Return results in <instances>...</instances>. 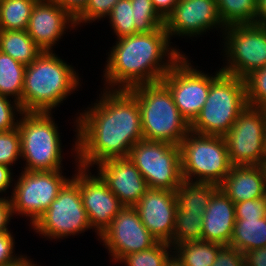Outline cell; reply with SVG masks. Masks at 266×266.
Masks as SVG:
<instances>
[{"mask_svg": "<svg viewBox=\"0 0 266 266\" xmlns=\"http://www.w3.org/2000/svg\"><path fill=\"white\" fill-rule=\"evenodd\" d=\"M263 174H264V180H265V185H266V160H263L262 163L260 164Z\"/></svg>", "mask_w": 266, "mask_h": 266, "instance_id": "48", "label": "cell"}, {"mask_svg": "<svg viewBox=\"0 0 266 266\" xmlns=\"http://www.w3.org/2000/svg\"><path fill=\"white\" fill-rule=\"evenodd\" d=\"M157 13L166 20L180 0H151Z\"/></svg>", "mask_w": 266, "mask_h": 266, "instance_id": "42", "label": "cell"}, {"mask_svg": "<svg viewBox=\"0 0 266 266\" xmlns=\"http://www.w3.org/2000/svg\"><path fill=\"white\" fill-rule=\"evenodd\" d=\"M164 266H185L176 254L170 255Z\"/></svg>", "mask_w": 266, "mask_h": 266, "instance_id": "45", "label": "cell"}, {"mask_svg": "<svg viewBox=\"0 0 266 266\" xmlns=\"http://www.w3.org/2000/svg\"><path fill=\"white\" fill-rule=\"evenodd\" d=\"M128 91L139 104L143 139L179 146L190 132V124L179 112L169 89L160 81Z\"/></svg>", "mask_w": 266, "mask_h": 266, "instance_id": "4", "label": "cell"}, {"mask_svg": "<svg viewBox=\"0 0 266 266\" xmlns=\"http://www.w3.org/2000/svg\"><path fill=\"white\" fill-rule=\"evenodd\" d=\"M109 19L117 38L153 32L165 24L151 0H119L111 10Z\"/></svg>", "mask_w": 266, "mask_h": 266, "instance_id": "20", "label": "cell"}, {"mask_svg": "<svg viewBox=\"0 0 266 266\" xmlns=\"http://www.w3.org/2000/svg\"><path fill=\"white\" fill-rule=\"evenodd\" d=\"M128 158L149 188L175 191L183 181L178 145L143 139L131 148Z\"/></svg>", "mask_w": 266, "mask_h": 266, "instance_id": "8", "label": "cell"}, {"mask_svg": "<svg viewBox=\"0 0 266 266\" xmlns=\"http://www.w3.org/2000/svg\"><path fill=\"white\" fill-rule=\"evenodd\" d=\"M179 147L183 180L220 185L230 171L232 165L223 136L190 131Z\"/></svg>", "mask_w": 266, "mask_h": 266, "instance_id": "7", "label": "cell"}, {"mask_svg": "<svg viewBox=\"0 0 266 266\" xmlns=\"http://www.w3.org/2000/svg\"><path fill=\"white\" fill-rule=\"evenodd\" d=\"M11 175L10 167L0 164V193L6 192L9 186H11L10 183L13 181Z\"/></svg>", "mask_w": 266, "mask_h": 266, "instance_id": "43", "label": "cell"}, {"mask_svg": "<svg viewBox=\"0 0 266 266\" xmlns=\"http://www.w3.org/2000/svg\"><path fill=\"white\" fill-rule=\"evenodd\" d=\"M33 261H30L29 259H27V256H23L19 261L8 265V266H36L37 264H33Z\"/></svg>", "mask_w": 266, "mask_h": 266, "instance_id": "46", "label": "cell"}, {"mask_svg": "<svg viewBox=\"0 0 266 266\" xmlns=\"http://www.w3.org/2000/svg\"><path fill=\"white\" fill-rule=\"evenodd\" d=\"M263 160H266V126L264 131V139H263Z\"/></svg>", "mask_w": 266, "mask_h": 266, "instance_id": "47", "label": "cell"}, {"mask_svg": "<svg viewBox=\"0 0 266 266\" xmlns=\"http://www.w3.org/2000/svg\"><path fill=\"white\" fill-rule=\"evenodd\" d=\"M212 266H245L244 253L231 246H223Z\"/></svg>", "mask_w": 266, "mask_h": 266, "instance_id": "37", "label": "cell"}, {"mask_svg": "<svg viewBox=\"0 0 266 266\" xmlns=\"http://www.w3.org/2000/svg\"><path fill=\"white\" fill-rule=\"evenodd\" d=\"M213 26L222 27V30L225 28L218 14L216 0H180L164 24L169 38L173 35H202Z\"/></svg>", "mask_w": 266, "mask_h": 266, "instance_id": "16", "label": "cell"}, {"mask_svg": "<svg viewBox=\"0 0 266 266\" xmlns=\"http://www.w3.org/2000/svg\"><path fill=\"white\" fill-rule=\"evenodd\" d=\"M202 222V214L184 213L177 208L174 218L172 246L188 241L202 240Z\"/></svg>", "mask_w": 266, "mask_h": 266, "instance_id": "30", "label": "cell"}, {"mask_svg": "<svg viewBox=\"0 0 266 266\" xmlns=\"http://www.w3.org/2000/svg\"><path fill=\"white\" fill-rule=\"evenodd\" d=\"M245 266H266V247L244 252Z\"/></svg>", "mask_w": 266, "mask_h": 266, "instance_id": "40", "label": "cell"}, {"mask_svg": "<svg viewBox=\"0 0 266 266\" xmlns=\"http://www.w3.org/2000/svg\"><path fill=\"white\" fill-rule=\"evenodd\" d=\"M12 213V206L10 199L7 197L0 198V233L9 232L7 224L9 223Z\"/></svg>", "mask_w": 266, "mask_h": 266, "instance_id": "41", "label": "cell"}, {"mask_svg": "<svg viewBox=\"0 0 266 266\" xmlns=\"http://www.w3.org/2000/svg\"><path fill=\"white\" fill-rule=\"evenodd\" d=\"M236 219L263 218L266 216V198L246 200L235 204Z\"/></svg>", "mask_w": 266, "mask_h": 266, "instance_id": "36", "label": "cell"}, {"mask_svg": "<svg viewBox=\"0 0 266 266\" xmlns=\"http://www.w3.org/2000/svg\"><path fill=\"white\" fill-rule=\"evenodd\" d=\"M37 0H0V30H27Z\"/></svg>", "mask_w": 266, "mask_h": 266, "instance_id": "28", "label": "cell"}, {"mask_svg": "<svg viewBox=\"0 0 266 266\" xmlns=\"http://www.w3.org/2000/svg\"><path fill=\"white\" fill-rule=\"evenodd\" d=\"M0 51L25 66L42 52L26 30H0Z\"/></svg>", "mask_w": 266, "mask_h": 266, "instance_id": "25", "label": "cell"}, {"mask_svg": "<svg viewBox=\"0 0 266 266\" xmlns=\"http://www.w3.org/2000/svg\"><path fill=\"white\" fill-rule=\"evenodd\" d=\"M223 247L218 243L205 240L188 241L172 247L173 251L185 266H212L219 250Z\"/></svg>", "mask_w": 266, "mask_h": 266, "instance_id": "27", "label": "cell"}, {"mask_svg": "<svg viewBox=\"0 0 266 266\" xmlns=\"http://www.w3.org/2000/svg\"><path fill=\"white\" fill-rule=\"evenodd\" d=\"M26 66L0 51V95L13 96L22 107Z\"/></svg>", "mask_w": 266, "mask_h": 266, "instance_id": "26", "label": "cell"}, {"mask_svg": "<svg viewBox=\"0 0 266 266\" xmlns=\"http://www.w3.org/2000/svg\"><path fill=\"white\" fill-rule=\"evenodd\" d=\"M97 166V175L123 206L134 207L149 189L145 178L128 157L108 159Z\"/></svg>", "mask_w": 266, "mask_h": 266, "instance_id": "19", "label": "cell"}, {"mask_svg": "<svg viewBox=\"0 0 266 266\" xmlns=\"http://www.w3.org/2000/svg\"><path fill=\"white\" fill-rule=\"evenodd\" d=\"M229 246L237 248L242 253L266 247V216L236 219Z\"/></svg>", "mask_w": 266, "mask_h": 266, "instance_id": "24", "label": "cell"}, {"mask_svg": "<svg viewBox=\"0 0 266 266\" xmlns=\"http://www.w3.org/2000/svg\"><path fill=\"white\" fill-rule=\"evenodd\" d=\"M247 106L245 79L221 72L211 82L207 100L190 131L224 136Z\"/></svg>", "mask_w": 266, "mask_h": 266, "instance_id": "5", "label": "cell"}, {"mask_svg": "<svg viewBox=\"0 0 266 266\" xmlns=\"http://www.w3.org/2000/svg\"><path fill=\"white\" fill-rule=\"evenodd\" d=\"M21 116L17 128L21 158L26 160L24 170H61V140L51 113L23 112Z\"/></svg>", "mask_w": 266, "mask_h": 266, "instance_id": "6", "label": "cell"}, {"mask_svg": "<svg viewBox=\"0 0 266 266\" xmlns=\"http://www.w3.org/2000/svg\"><path fill=\"white\" fill-rule=\"evenodd\" d=\"M256 23L266 25V0H257Z\"/></svg>", "mask_w": 266, "mask_h": 266, "instance_id": "44", "label": "cell"}, {"mask_svg": "<svg viewBox=\"0 0 266 266\" xmlns=\"http://www.w3.org/2000/svg\"><path fill=\"white\" fill-rule=\"evenodd\" d=\"M44 237L63 238L91 229L78 182L72 177L60 189L49 208L32 226Z\"/></svg>", "mask_w": 266, "mask_h": 266, "instance_id": "10", "label": "cell"}, {"mask_svg": "<svg viewBox=\"0 0 266 266\" xmlns=\"http://www.w3.org/2000/svg\"><path fill=\"white\" fill-rule=\"evenodd\" d=\"M77 168L78 174L73 178L79 184L91 229L94 228L99 237L124 206L99 175L94 176L88 169Z\"/></svg>", "mask_w": 266, "mask_h": 266, "instance_id": "15", "label": "cell"}, {"mask_svg": "<svg viewBox=\"0 0 266 266\" xmlns=\"http://www.w3.org/2000/svg\"><path fill=\"white\" fill-rule=\"evenodd\" d=\"M76 74L73 67L55 53L41 52L26 66L22 92L23 111L51 113L70 93L77 90L80 82Z\"/></svg>", "mask_w": 266, "mask_h": 266, "instance_id": "3", "label": "cell"}, {"mask_svg": "<svg viewBox=\"0 0 266 266\" xmlns=\"http://www.w3.org/2000/svg\"><path fill=\"white\" fill-rule=\"evenodd\" d=\"M171 247L168 243L157 242L149 249L127 254L119 262H124L126 266H164L170 252H173L168 251Z\"/></svg>", "mask_w": 266, "mask_h": 266, "instance_id": "31", "label": "cell"}, {"mask_svg": "<svg viewBox=\"0 0 266 266\" xmlns=\"http://www.w3.org/2000/svg\"><path fill=\"white\" fill-rule=\"evenodd\" d=\"M245 79L248 106L266 108V66L251 72Z\"/></svg>", "mask_w": 266, "mask_h": 266, "instance_id": "32", "label": "cell"}, {"mask_svg": "<svg viewBox=\"0 0 266 266\" xmlns=\"http://www.w3.org/2000/svg\"><path fill=\"white\" fill-rule=\"evenodd\" d=\"M181 56L163 76L161 82L169 89L173 101L181 115L191 124L203 108L211 82L222 72L221 68L213 76L194 69Z\"/></svg>", "mask_w": 266, "mask_h": 266, "instance_id": "12", "label": "cell"}, {"mask_svg": "<svg viewBox=\"0 0 266 266\" xmlns=\"http://www.w3.org/2000/svg\"><path fill=\"white\" fill-rule=\"evenodd\" d=\"M266 109L247 106L223 137L232 166L260 165L263 161V139Z\"/></svg>", "mask_w": 266, "mask_h": 266, "instance_id": "13", "label": "cell"}, {"mask_svg": "<svg viewBox=\"0 0 266 266\" xmlns=\"http://www.w3.org/2000/svg\"><path fill=\"white\" fill-rule=\"evenodd\" d=\"M117 40L116 45L111 48L104 70V80L107 82L105 84H108L111 90H129L142 84L160 82L184 55L169 47L171 42L165 27L149 33L120 37ZM165 56L168 60H165Z\"/></svg>", "mask_w": 266, "mask_h": 266, "instance_id": "2", "label": "cell"}, {"mask_svg": "<svg viewBox=\"0 0 266 266\" xmlns=\"http://www.w3.org/2000/svg\"><path fill=\"white\" fill-rule=\"evenodd\" d=\"M134 207L152 236L172 246L177 209L175 191L149 188Z\"/></svg>", "mask_w": 266, "mask_h": 266, "instance_id": "17", "label": "cell"}, {"mask_svg": "<svg viewBox=\"0 0 266 266\" xmlns=\"http://www.w3.org/2000/svg\"><path fill=\"white\" fill-rule=\"evenodd\" d=\"M21 157L18 128L0 131V164L11 167Z\"/></svg>", "mask_w": 266, "mask_h": 266, "instance_id": "33", "label": "cell"}, {"mask_svg": "<svg viewBox=\"0 0 266 266\" xmlns=\"http://www.w3.org/2000/svg\"><path fill=\"white\" fill-rule=\"evenodd\" d=\"M60 171H22L10 196L12 213L29 217L33 226L69 180Z\"/></svg>", "mask_w": 266, "mask_h": 266, "instance_id": "11", "label": "cell"}, {"mask_svg": "<svg viewBox=\"0 0 266 266\" xmlns=\"http://www.w3.org/2000/svg\"><path fill=\"white\" fill-rule=\"evenodd\" d=\"M105 88L100 100L76 119L77 167L89 169L108 159L126 158L143 140L137 99L128 90Z\"/></svg>", "mask_w": 266, "mask_h": 266, "instance_id": "1", "label": "cell"}, {"mask_svg": "<svg viewBox=\"0 0 266 266\" xmlns=\"http://www.w3.org/2000/svg\"><path fill=\"white\" fill-rule=\"evenodd\" d=\"M227 65L221 69L240 78L266 66V26L237 24L224 28ZM229 57V58H228Z\"/></svg>", "mask_w": 266, "mask_h": 266, "instance_id": "9", "label": "cell"}, {"mask_svg": "<svg viewBox=\"0 0 266 266\" xmlns=\"http://www.w3.org/2000/svg\"><path fill=\"white\" fill-rule=\"evenodd\" d=\"M219 188L214 183L183 180L175 189L177 208L184 213L205 214L213 193Z\"/></svg>", "mask_w": 266, "mask_h": 266, "instance_id": "23", "label": "cell"}, {"mask_svg": "<svg viewBox=\"0 0 266 266\" xmlns=\"http://www.w3.org/2000/svg\"><path fill=\"white\" fill-rule=\"evenodd\" d=\"M235 222V204L219 187L213 193L203 215L202 240L228 246Z\"/></svg>", "mask_w": 266, "mask_h": 266, "instance_id": "21", "label": "cell"}, {"mask_svg": "<svg viewBox=\"0 0 266 266\" xmlns=\"http://www.w3.org/2000/svg\"><path fill=\"white\" fill-rule=\"evenodd\" d=\"M59 6L65 9L76 19L85 9L89 0H54Z\"/></svg>", "mask_w": 266, "mask_h": 266, "instance_id": "39", "label": "cell"}, {"mask_svg": "<svg viewBox=\"0 0 266 266\" xmlns=\"http://www.w3.org/2000/svg\"><path fill=\"white\" fill-rule=\"evenodd\" d=\"M14 238L9 232L0 233V266H8L19 261L23 256H14Z\"/></svg>", "mask_w": 266, "mask_h": 266, "instance_id": "38", "label": "cell"}, {"mask_svg": "<svg viewBox=\"0 0 266 266\" xmlns=\"http://www.w3.org/2000/svg\"><path fill=\"white\" fill-rule=\"evenodd\" d=\"M234 203L265 197L266 185L260 165L231 166L219 185Z\"/></svg>", "mask_w": 266, "mask_h": 266, "instance_id": "22", "label": "cell"}, {"mask_svg": "<svg viewBox=\"0 0 266 266\" xmlns=\"http://www.w3.org/2000/svg\"><path fill=\"white\" fill-rule=\"evenodd\" d=\"M75 26V19L54 0H37L26 31L42 52H53L65 29Z\"/></svg>", "mask_w": 266, "mask_h": 266, "instance_id": "18", "label": "cell"}, {"mask_svg": "<svg viewBox=\"0 0 266 266\" xmlns=\"http://www.w3.org/2000/svg\"><path fill=\"white\" fill-rule=\"evenodd\" d=\"M216 3L225 27L256 23L257 0H216Z\"/></svg>", "mask_w": 266, "mask_h": 266, "instance_id": "29", "label": "cell"}, {"mask_svg": "<svg viewBox=\"0 0 266 266\" xmlns=\"http://www.w3.org/2000/svg\"><path fill=\"white\" fill-rule=\"evenodd\" d=\"M119 0H89L83 12L75 19L76 26L109 16Z\"/></svg>", "mask_w": 266, "mask_h": 266, "instance_id": "34", "label": "cell"}, {"mask_svg": "<svg viewBox=\"0 0 266 266\" xmlns=\"http://www.w3.org/2000/svg\"><path fill=\"white\" fill-rule=\"evenodd\" d=\"M10 97L0 95V131H11L18 127L19 120L15 118V111L17 110L16 114H22L24 111L19 102L14 101V104L11 105ZM17 122H16V121Z\"/></svg>", "mask_w": 266, "mask_h": 266, "instance_id": "35", "label": "cell"}, {"mask_svg": "<svg viewBox=\"0 0 266 266\" xmlns=\"http://www.w3.org/2000/svg\"><path fill=\"white\" fill-rule=\"evenodd\" d=\"M99 238L118 263L127 254L149 249L158 242L142 224L136 208L128 206L119 211Z\"/></svg>", "mask_w": 266, "mask_h": 266, "instance_id": "14", "label": "cell"}]
</instances>
